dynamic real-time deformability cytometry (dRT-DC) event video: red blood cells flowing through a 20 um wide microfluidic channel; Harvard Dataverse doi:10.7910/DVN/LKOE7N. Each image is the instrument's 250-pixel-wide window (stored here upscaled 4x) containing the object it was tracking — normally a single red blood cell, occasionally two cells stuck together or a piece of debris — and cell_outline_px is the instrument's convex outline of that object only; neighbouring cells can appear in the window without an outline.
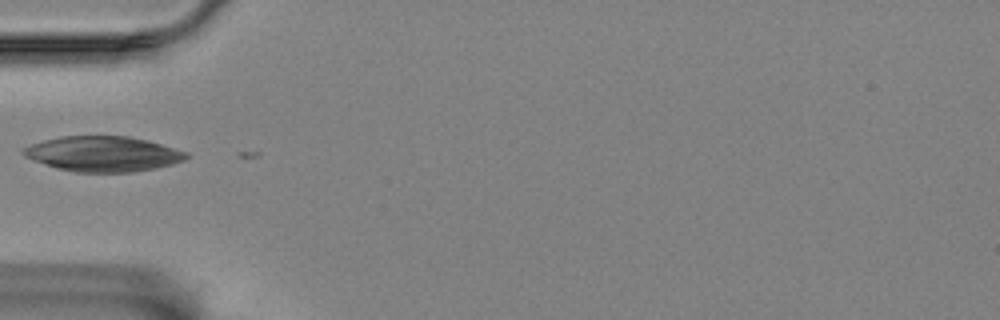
{"species": "Egyptian fruit bat (a non-hibernating species)", "species_latin": "Rousettus aegyptiacus", "temperature_condition": "room temperature", "stored_images_in_passage": 5, "camera_frame_rate_fps": 3000, "um_per_image_px": 0.085, "animal": {"sex": "female"}, "frame": {"image": 1, "passage_image": 1, "time_ms": 0.0, "image_size_px": [1000, 320], "cell_outline_px": [[188, 156], [184, 160], [172, 164], [156, 168], [132, 172], [76, 172], [56, 168], [24, 156], [24, 148], [32, 144], [44, 140], [60, 136], [128, 136], [148, 140], [188, 152]], "centroid_in_image_um": [8.79, 13.08], "position_along_channel_um": 76.2, "area_um2": 33.23}}
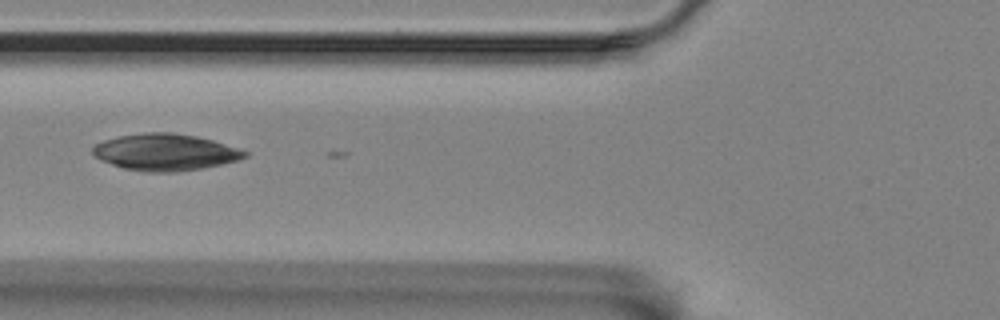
{"frame": {"image": 2, "passage_image": 4, "time_ms": 1.0, "image_size_px": [1000, 320], "cell_outline_px": [[248, 156], [236, 160], [220, 164], [200, 168], [176, 172], [144, 172], [124, 168], [100, 160], [92, 152], [92, 148], [96, 144], [104, 140], [120, 136], [144, 132], [172, 132], [196, 136], [212, 140], [248, 152]], "centroid_in_image_um": [14.01, 12.93], "position_along_channel_um": 111.8, "area_um2": 32.19}}